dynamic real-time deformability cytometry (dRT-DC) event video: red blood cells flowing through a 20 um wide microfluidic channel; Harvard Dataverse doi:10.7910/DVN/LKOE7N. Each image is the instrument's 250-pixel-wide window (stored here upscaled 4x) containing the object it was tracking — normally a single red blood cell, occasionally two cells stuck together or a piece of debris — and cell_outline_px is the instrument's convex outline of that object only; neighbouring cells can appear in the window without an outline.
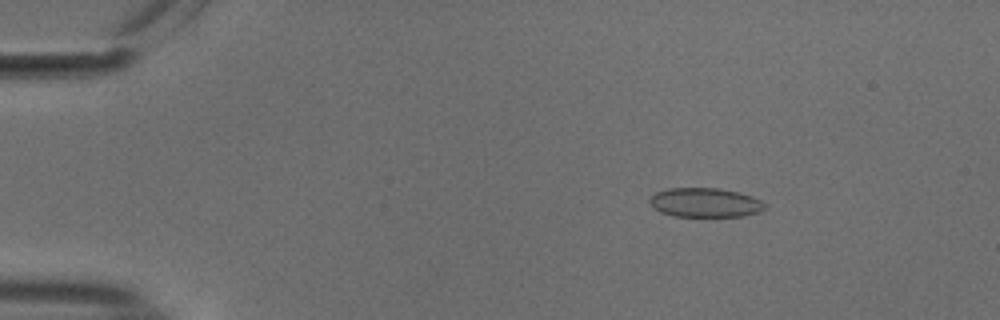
{"species": "common noctule bat (a hibernating species)", "species_latin": "Nyctalus noctula", "temperature_condition": "cold", "stored_images_in_passage": 54, "camera_frame_rate_fps": 3000, "um_per_image_px": 0.085, "animal": {"sex": "male", "body_mass_g": 18.8}, "frame": {"image": 1, "passage_image": 9, "time_ms": 2.667, "image_size_px": [1000, 320], "cell_outline_px": [[768, 204], [760, 212], [744, 216], [672, 216], [660, 212], [652, 208], [648, 200], [656, 192], [668, 188], [720, 188], [752, 196]], "centroid_in_image_um": [59.92, 17.22], "position_along_channel_um": 25.1, "area_um2": 19.77}}
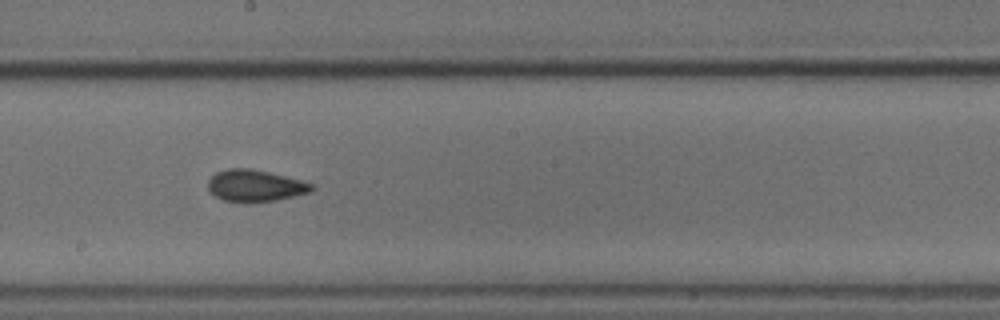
{"frame": {"image": 2, "passage_image": 31, "time_ms": 10.0, "image_size_px": [1000, 320], "cell_outline_px": [[316, 188], [312, 192], [276, 200], [224, 200], [216, 196], [208, 188], [208, 180], [216, 172], [228, 168], [248, 168], [268, 172], [316, 184]], "centroid_in_image_um": [21.74, 15.75], "position_along_channel_um": 226.5, "area_um2": 18.67}}
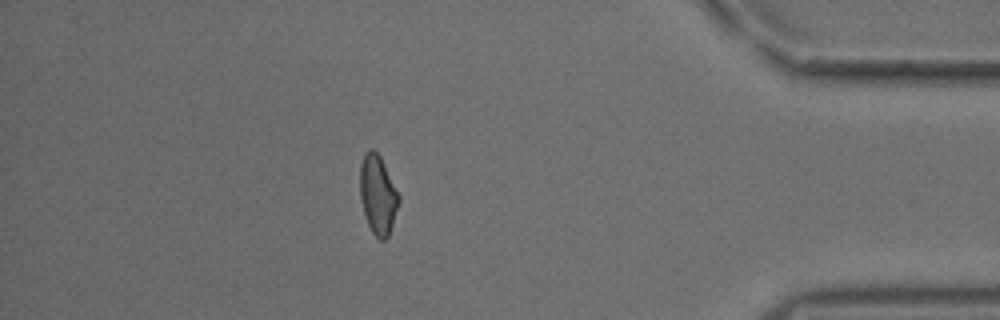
{"frame": {"image": 3, "passage_image": 48, "time_ms": 15.667, "image_size_px": [1000, 320], "cell_outline_px": [[400, 200], [388, 236], [384, 240], [380, 240], [372, 232], [368, 224], [360, 200], [360, 164], [364, 152], [368, 148], [372, 148], [380, 156], [400, 196]], "centroid_in_image_um": [32.1, 16.52], "position_along_channel_um": 403.1, "area_um2": 17.8}, "authors_computed_cell_mechanics": {"area_um2": 18.9295, "velocity_mm_per_s": 3.7649, "shape_relaxation_time_tau1_ms": null, "shape_relaxation_time_tau2_ms": 1.7833, "deformation_change_tau1": null, "deformation_change_tau2": 0.0649}}